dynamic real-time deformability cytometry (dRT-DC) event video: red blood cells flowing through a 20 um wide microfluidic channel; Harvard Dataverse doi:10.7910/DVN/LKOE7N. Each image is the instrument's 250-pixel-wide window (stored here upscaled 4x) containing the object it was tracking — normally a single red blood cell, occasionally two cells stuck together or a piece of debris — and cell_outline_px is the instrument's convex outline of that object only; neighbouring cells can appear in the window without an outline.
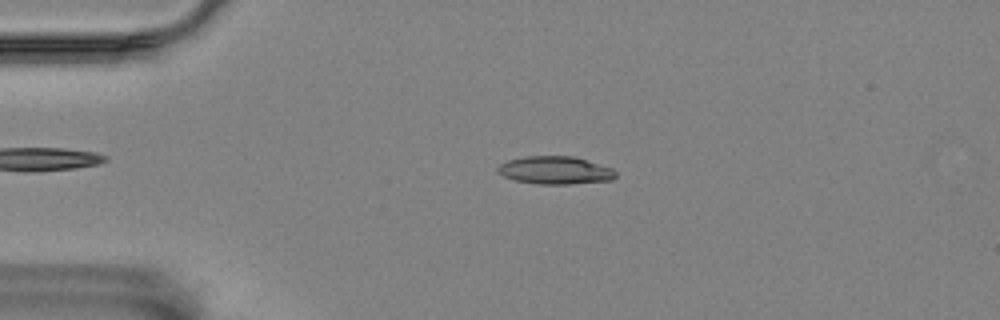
{"species": "Egyptian fruit bat (a non-hibernating species)", "species_latin": "Rousettus aegyptiacus", "temperature_condition": "room temperature", "stored_images_in_passage": 50, "camera_frame_rate_fps": 3000, "um_per_image_px": 0.085, "animal": {"sex": "female"}, "frame": {"image": 1, "passage_image": 12, "time_ms": 3.667, "image_size_px": [1000, 320], "cell_outline_px": [[616, 176], [612, 180], [568, 184], [536, 184], [516, 180], [504, 176], [496, 172], [496, 168], [500, 164], [508, 160], [524, 156], [576, 156], [612, 168], [616, 172]], "centroid_in_image_um": [47.18, 14.46], "position_along_channel_um": 37.8, "area_um2": 19.25}}
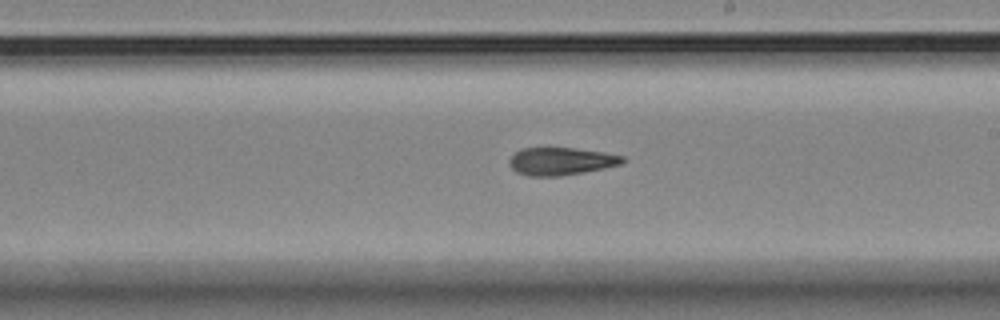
{"frame": {"image": 2, "passage_image": 32, "time_ms": 10.333, "image_size_px": [1000, 320], "cell_outline_px": [[624, 160], [620, 164], [604, 168], [584, 172], [560, 176], [528, 176], [516, 172], [508, 164], [508, 160], [520, 148], [572, 148], [604, 152], [624, 156]], "centroid_in_image_um": [47.65, 13.71], "position_along_channel_um": 241.4, "area_um2": 18.21}}
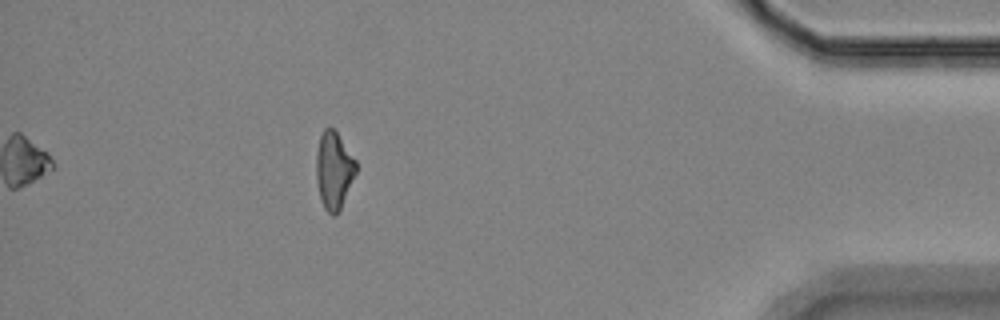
{"frame": {"image": 3, "passage_image": 50, "time_ms": 16.333, "image_size_px": [1000, 320], "cell_outline_px": [[356, 172], [340, 208], [336, 216], [332, 216], [324, 208], [320, 200], [316, 180], [316, 152], [320, 136], [324, 128], [332, 128], [336, 132], [356, 160]], "centroid_in_image_um": [28.35, 14.49], "position_along_channel_um": 406.8, "area_um2": 17.74}, "authors_computed_cell_mechanics": {"area_um2": 18.4671, "velocity_mm_per_s": 3.5317, "shape_relaxation_time_tau1_ms": null, "shape_relaxation_time_tau2_ms": 11.0154, "deformation_change_tau1": null, "deformation_change_tau2": 0.2457}}